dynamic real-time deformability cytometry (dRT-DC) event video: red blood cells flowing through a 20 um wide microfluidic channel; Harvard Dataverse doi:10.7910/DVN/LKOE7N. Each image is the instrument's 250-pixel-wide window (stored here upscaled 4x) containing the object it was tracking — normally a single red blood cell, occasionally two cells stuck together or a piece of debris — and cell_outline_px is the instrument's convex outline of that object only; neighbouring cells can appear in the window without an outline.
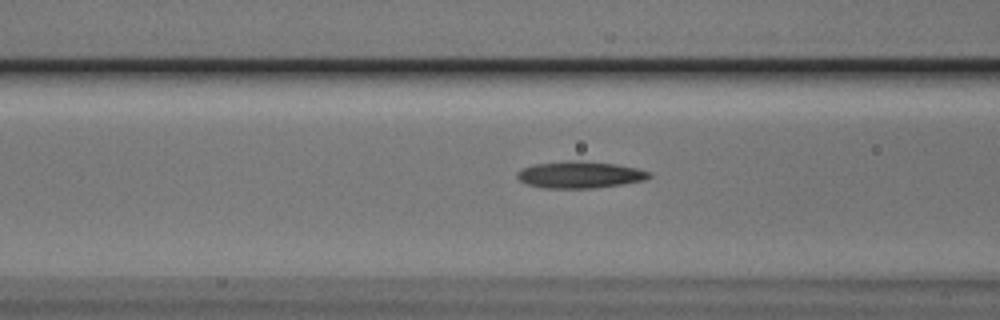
{"species": "Egyptian fruit bat (a non-hibernating species)", "species_latin": "Rousettus aegyptiacus", "temperature_condition": "cold", "stored_images_in_passage": 7, "camera_frame_rate_fps": 3000, "um_per_image_px": 0.085, "animal": {"sex": "male"}, "frame": {"image": 1, "passage_image": 5, "time_ms": 1.333, "image_size_px": [1000, 320], "cell_outline_px": [[652, 176], [644, 180], [620, 184], [592, 188], [544, 188], [528, 184], [520, 180], [516, 176], [516, 172], [532, 164], [564, 160], [580, 160], [616, 164], [636, 168], [652, 172]], "centroid_in_image_um": [49.27, 14.83], "position_along_channel_um": 117.3, "area_um2": 20.69}}